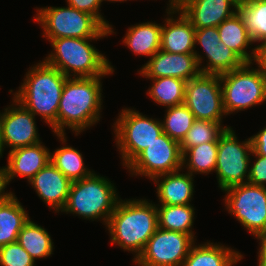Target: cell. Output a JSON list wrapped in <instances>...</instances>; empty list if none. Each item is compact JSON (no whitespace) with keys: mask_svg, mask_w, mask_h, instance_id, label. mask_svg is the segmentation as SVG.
Here are the masks:
<instances>
[{"mask_svg":"<svg viewBox=\"0 0 266 266\" xmlns=\"http://www.w3.org/2000/svg\"><path fill=\"white\" fill-rule=\"evenodd\" d=\"M104 76L68 77L59 101L55 134L66 145L65 128L78 136L98 123L102 108V82Z\"/></svg>","mask_w":266,"mask_h":266,"instance_id":"1","label":"cell"},{"mask_svg":"<svg viewBox=\"0 0 266 266\" xmlns=\"http://www.w3.org/2000/svg\"><path fill=\"white\" fill-rule=\"evenodd\" d=\"M102 1H109V2H124V1H127V0H102ZM129 1V0H128Z\"/></svg>","mask_w":266,"mask_h":266,"instance_id":"44","label":"cell"},{"mask_svg":"<svg viewBox=\"0 0 266 266\" xmlns=\"http://www.w3.org/2000/svg\"><path fill=\"white\" fill-rule=\"evenodd\" d=\"M183 169L156 176L152 181L156 184L159 205L191 204L194 191V177L189 173H180Z\"/></svg>","mask_w":266,"mask_h":266,"instance_id":"20","label":"cell"},{"mask_svg":"<svg viewBox=\"0 0 266 266\" xmlns=\"http://www.w3.org/2000/svg\"><path fill=\"white\" fill-rule=\"evenodd\" d=\"M162 25L155 22H145L130 26L123 43L135 54L152 57L161 48Z\"/></svg>","mask_w":266,"mask_h":266,"instance_id":"23","label":"cell"},{"mask_svg":"<svg viewBox=\"0 0 266 266\" xmlns=\"http://www.w3.org/2000/svg\"><path fill=\"white\" fill-rule=\"evenodd\" d=\"M217 30L220 41L233 50L245 63L256 62L258 49L254 47L250 50L251 52H248L247 49L251 48L254 42L239 12H236L233 16L223 21L217 26Z\"/></svg>","mask_w":266,"mask_h":266,"instance_id":"21","label":"cell"},{"mask_svg":"<svg viewBox=\"0 0 266 266\" xmlns=\"http://www.w3.org/2000/svg\"><path fill=\"white\" fill-rule=\"evenodd\" d=\"M218 142H206L191 147L182 154V169L194 176L195 174H210L216 169ZM195 173V174H194Z\"/></svg>","mask_w":266,"mask_h":266,"instance_id":"29","label":"cell"},{"mask_svg":"<svg viewBox=\"0 0 266 266\" xmlns=\"http://www.w3.org/2000/svg\"><path fill=\"white\" fill-rule=\"evenodd\" d=\"M251 155V138L240 142L232 127L226 128L219 136L214 172L217 174L218 187L222 192L231 186L248 181Z\"/></svg>","mask_w":266,"mask_h":266,"instance_id":"9","label":"cell"},{"mask_svg":"<svg viewBox=\"0 0 266 266\" xmlns=\"http://www.w3.org/2000/svg\"><path fill=\"white\" fill-rule=\"evenodd\" d=\"M44 204L56 213L64 208L72 182L50 161L30 181Z\"/></svg>","mask_w":266,"mask_h":266,"instance_id":"18","label":"cell"},{"mask_svg":"<svg viewBox=\"0 0 266 266\" xmlns=\"http://www.w3.org/2000/svg\"><path fill=\"white\" fill-rule=\"evenodd\" d=\"M223 191L228 213L234 216L247 232L256 238L266 231V187L246 182Z\"/></svg>","mask_w":266,"mask_h":266,"instance_id":"10","label":"cell"},{"mask_svg":"<svg viewBox=\"0 0 266 266\" xmlns=\"http://www.w3.org/2000/svg\"><path fill=\"white\" fill-rule=\"evenodd\" d=\"M158 214V228L178 231L191 235L194 223V207L191 204L187 205H156Z\"/></svg>","mask_w":266,"mask_h":266,"instance_id":"27","label":"cell"},{"mask_svg":"<svg viewBox=\"0 0 266 266\" xmlns=\"http://www.w3.org/2000/svg\"><path fill=\"white\" fill-rule=\"evenodd\" d=\"M220 42L217 27L195 29V45L199 44L206 58H214V50Z\"/></svg>","mask_w":266,"mask_h":266,"instance_id":"35","label":"cell"},{"mask_svg":"<svg viewBox=\"0 0 266 266\" xmlns=\"http://www.w3.org/2000/svg\"><path fill=\"white\" fill-rule=\"evenodd\" d=\"M238 12L257 49L266 45V0H239Z\"/></svg>","mask_w":266,"mask_h":266,"instance_id":"26","label":"cell"},{"mask_svg":"<svg viewBox=\"0 0 266 266\" xmlns=\"http://www.w3.org/2000/svg\"><path fill=\"white\" fill-rule=\"evenodd\" d=\"M133 176H145L150 180L162 174L182 169V153L178 141L162 133L145 148L127 167Z\"/></svg>","mask_w":266,"mask_h":266,"instance_id":"12","label":"cell"},{"mask_svg":"<svg viewBox=\"0 0 266 266\" xmlns=\"http://www.w3.org/2000/svg\"><path fill=\"white\" fill-rule=\"evenodd\" d=\"M238 5L239 0H183L179 10L195 29H202L219 26L238 12Z\"/></svg>","mask_w":266,"mask_h":266,"instance_id":"17","label":"cell"},{"mask_svg":"<svg viewBox=\"0 0 266 266\" xmlns=\"http://www.w3.org/2000/svg\"><path fill=\"white\" fill-rule=\"evenodd\" d=\"M253 156L256 158L255 162L251 161ZM252 157L250 158L249 178L247 182L266 187V157L257 155L253 151Z\"/></svg>","mask_w":266,"mask_h":266,"instance_id":"37","label":"cell"},{"mask_svg":"<svg viewBox=\"0 0 266 266\" xmlns=\"http://www.w3.org/2000/svg\"><path fill=\"white\" fill-rule=\"evenodd\" d=\"M107 177L93 173L71 184L66 204L61 212L72 213L87 220H103L109 217L120 200L117 189Z\"/></svg>","mask_w":266,"mask_h":266,"instance_id":"5","label":"cell"},{"mask_svg":"<svg viewBox=\"0 0 266 266\" xmlns=\"http://www.w3.org/2000/svg\"><path fill=\"white\" fill-rule=\"evenodd\" d=\"M17 242L29 253L32 259L45 258L53 254L54 243L47 230L31 219L18 234Z\"/></svg>","mask_w":266,"mask_h":266,"instance_id":"25","label":"cell"},{"mask_svg":"<svg viewBox=\"0 0 266 266\" xmlns=\"http://www.w3.org/2000/svg\"><path fill=\"white\" fill-rule=\"evenodd\" d=\"M243 257L241 252L222 244L194 243L182 266H235Z\"/></svg>","mask_w":266,"mask_h":266,"instance_id":"22","label":"cell"},{"mask_svg":"<svg viewBox=\"0 0 266 266\" xmlns=\"http://www.w3.org/2000/svg\"><path fill=\"white\" fill-rule=\"evenodd\" d=\"M13 103L0 113V133L3 151L36 145L41 142L35 115L12 98Z\"/></svg>","mask_w":266,"mask_h":266,"instance_id":"14","label":"cell"},{"mask_svg":"<svg viewBox=\"0 0 266 266\" xmlns=\"http://www.w3.org/2000/svg\"><path fill=\"white\" fill-rule=\"evenodd\" d=\"M105 227L111 236L110 243L133 252L135 261L158 229L156 204L148 199L120 198Z\"/></svg>","mask_w":266,"mask_h":266,"instance_id":"2","label":"cell"},{"mask_svg":"<svg viewBox=\"0 0 266 266\" xmlns=\"http://www.w3.org/2000/svg\"><path fill=\"white\" fill-rule=\"evenodd\" d=\"M103 38H58L48 39L53 51L44 61L57 68L66 77H96L113 74L111 62L90 44Z\"/></svg>","mask_w":266,"mask_h":266,"instance_id":"4","label":"cell"},{"mask_svg":"<svg viewBox=\"0 0 266 266\" xmlns=\"http://www.w3.org/2000/svg\"><path fill=\"white\" fill-rule=\"evenodd\" d=\"M152 85L147 90V95L150 96L154 103L166 108L173 107L184 103L185 100V80L174 77H162L150 79Z\"/></svg>","mask_w":266,"mask_h":266,"instance_id":"30","label":"cell"},{"mask_svg":"<svg viewBox=\"0 0 266 266\" xmlns=\"http://www.w3.org/2000/svg\"><path fill=\"white\" fill-rule=\"evenodd\" d=\"M35 262L18 242L0 246V266H35Z\"/></svg>","mask_w":266,"mask_h":266,"instance_id":"34","label":"cell"},{"mask_svg":"<svg viewBox=\"0 0 266 266\" xmlns=\"http://www.w3.org/2000/svg\"><path fill=\"white\" fill-rule=\"evenodd\" d=\"M195 240L183 232L158 228L133 263L138 266H182Z\"/></svg>","mask_w":266,"mask_h":266,"instance_id":"11","label":"cell"},{"mask_svg":"<svg viewBox=\"0 0 266 266\" xmlns=\"http://www.w3.org/2000/svg\"><path fill=\"white\" fill-rule=\"evenodd\" d=\"M50 150L42 142L9 150L7 165L4 166L8 184L17 176L29 182L50 162Z\"/></svg>","mask_w":266,"mask_h":266,"instance_id":"19","label":"cell"},{"mask_svg":"<svg viewBox=\"0 0 266 266\" xmlns=\"http://www.w3.org/2000/svg\"><path fill=\"white\" fill-rule=\"evenodd\" d=\"M259 241L258 266H266V231L256 237Z\"/></svg>","mask_w":266,"mask_h":266,"instance_id":"39","label":"cell"},{"mask_svg":"<svg viewBox=\"0 0 266 266\" xmlns=\"http://www.w3.org/2000/svg\"><path fill=\"white\" fill-rule=\"evenodd\" d=\"M161 30V50L169 53H194L199 66H202L203 56L195 50V28L191 22L178 11H169ZM174 14L179 17L173 18ZM169 15V16H168Z\"/></svg>","mask_w":266,"mask_h":266,"instance_id":"16","label":"cell"},{"mask_svg":"<svg viewBox=\"0 0 266 266\" xmlns=\"http://www.w3.org/2000/svg\"><path fill=\"white\" fill-rule=\"evenodd\" d=\"M183 0H169V5L166 8V12L178 11L181 8Z\"/></svg>","mask_w":266,"mask_h":266,"instance_id":"42","label":"cell"},{"mask_svg":"<svg viewBox=\"0 0 266 266\" xmlns=\"http://www.w3.org/2000/svg\"><path fill=\"white\" fill-rule=\"evenodd\" d=\"M207 64L199 66L201 73L222 75L241 67L245 62L221 41L214 50V58H206Z\"/></svg>","mask_w":266,"mask_h":266,"instance_id":"33","label":"cell"},{"mask_svg":"<svg viewBox=\"0 0 266 266\" xmlns=\"http://www.w3.org/2000/svg\"><path fill=\"white\" fill-rule=\"evenodd\" d=\"M256 62L261 66L266 77V45L258 49Z\"/></svg>","mask_w":266,"mask_h":266,"instance_id":"41","label":"cell"},{"mask_svg":"<svg viewBox=\"0 0 266 266\" xmlns=\"http://www.w3.org/2000/svg\"><path fill=\"white\" fill-rule=\"evenodd\" d=\"M67 78L42 60L29 68L13 98L35 116L39 114L55 134L59 101Z\"/></svg>","mask_w":266,"mask_h":266,"instance_id":"3","label":"cell"},{"mask_svg":"<svg viewBox=\"0 0 266 266\" xmlns=\"http://www.w3.org/2000/svg\"><path fill=\"white\" fill-rule=\"evenodd\" d=\"M229 126H222V123L196 119L191 128L186 133L180 144V150L183 154L191 147L206 143L218 142L219 136Z\"/></svg>","mask_w":266,"mask_h":266,"instance_id":"32","label":"cell"},{"mask_svg":"<svg viewBox=\"0 0 266 266\" xmlns=\"http://www.w3.org/2000/svg\"><path fill=\"white\" fill-rule=\"evenodd\" d=\"M66 2L67 5L94 16L105 28L109 29L110 35L115 33L112 25H110L109 21H106L104 16L100 13L102 0H66Z\"/></svg>","mask_w":266,"mask_h":266,"instance_id":"36","label":"cell"},{"mask_svg":"<svg viewBox=\"0 0 266 266\" xmlns=\"http://www.w3.org/2000/svg\"><path fill=\"white\" fill-rule=\"evenodd\" d=\"M164 118L161 121L163 133L179 143L196 120L184 103L167 108Z\"/></svg>","mask_w":266,"mask_h":266,"instance_id":"31","label":"cell"},{"mask_svg":"<svg viewBox=\"0 0 266 266\" xmlns=\"http://www.w3.org/2000/svg\"><path fill=\"white\" fill-rule=\"evenodd\" d=\"M3 153V147H2V143H1V133H0V158L2 157Z\"/></svg>","mask_w":266,"mask_h":266,"instance_id":"43","label":"cell"},{"mask_svg":"<svg viewBox=\"0 0 266 266\" xmlns=\"http://www.w3.org/2000/svg\"><path fill=\"white\" fill-rule=\"evenodd\" d=\"M184 104L195 119L223 123L227 116L219 75L203 74L186 82Z\"/></svg>","mask_w":266,"mask_h":266,"instance_id":"13","label":"cell"},{"mask_svg":"<svg viewBox=\"0 0 266 266\" xmlns=\"http://www.w3.org/2000/svg\"><path fill=\"white\" fill-rule=\"evenodd\" d=\"M115 143L123 167H127L162 133V122L149 118L135 109L124 108L113 123Z\"/></svg>","mask_w":266,"mask_h":266,"instance_id":"8","label":"cell"},{"mask_svg":"<svg viewBox=\"0 0 266 266\" xmlns=\"http://www.w3.org/2000/svg\"><path fill=\"white\" fill-rule=\"evenodd\" d=\"M244 63L241 67L219 75L223 107L226 115L247 110L266 101V77L261 66Z\"/></svg>","mask_w":266,"mask_h":266,"instance_id":"7","label":"cell"},{"mask_svg":"<svg viewBox=\"0 0 266 266\" xmlns=\"http://www.w3.org/2000/svg\"><path fill=\"white\" fill-rule=\"evenodd\" d=\"M148 60L138 72L146 79L174 77L189 81L201 74L194 53H169L160 49Z\"/></svg>","mask_w":266,"mask_h":266,"instance_id":"15","label":"cell"},{"mask_svg":"<svg viewBox=\"0 0 266 266\" xmlns=\"http://www.w3.org/2000/svg\"><path fill=\"white\" fill-rule=\"evenodd\" d=\"M34 21L43 28V37L58 38H104L110 36L105 28L94 16L67 7H41L36 9Z\"/></svg>","mask_w":266,"mask_h":266,"instance_id":"6","label":"cell"},{"mask_svg":"<svg viewBox=\"0 0 266 266\" xmlns=\"http://www.w3.org/2000/svg\"><path fill=\"white\" fill-rule=\"evenodd\" d=\"M9 185L7 181V175L5 167H0V203L7 200L12 194V192H5L6 186Z\"/></svg>","mask_w":266,"mask_h":266,"instance_id":"40","label":"cell"},{"mask_svg":"<svg viewBox=\"0 0 266 266\" xmlns=\"http://www.w3.org/2000/svg\"><path fill=\"white\" fill-rule=\"evenodd\" d=\"M83 155L72 146H61L50 153V161L71 182L78 181L91 176V171L85 166Z\"/></svg>","mask_w":266,"mask_h":266,"instance_id":"28","label":"cell"},{"mask_svg":"<svg viewBox=\"0 0 266 266\" xmlns=\"http://www.w3.org/2000/svg\"><path fill=\"white\" fill-rule=\"evenodd\" d=\"M30 219L16 195L0 203V246L17 242L18 234Z\"/></svg>","mask_w":266,"mask_h":266,"instance_id":"24","label":"cell"},{"mask_svg":"<svg viewBox=\"0 0 266 266\" xmlns=\"http://www.w3.org/2000/svg\"><path fill=\"white\" fill-rule=\"evenodd\" d=\"M252 151L261 156L266 157V127L251 136Z\"/></svg>","mask_w":266,"mask_h":266,"instance_id":"38","label":"cell"}]
</instances>
